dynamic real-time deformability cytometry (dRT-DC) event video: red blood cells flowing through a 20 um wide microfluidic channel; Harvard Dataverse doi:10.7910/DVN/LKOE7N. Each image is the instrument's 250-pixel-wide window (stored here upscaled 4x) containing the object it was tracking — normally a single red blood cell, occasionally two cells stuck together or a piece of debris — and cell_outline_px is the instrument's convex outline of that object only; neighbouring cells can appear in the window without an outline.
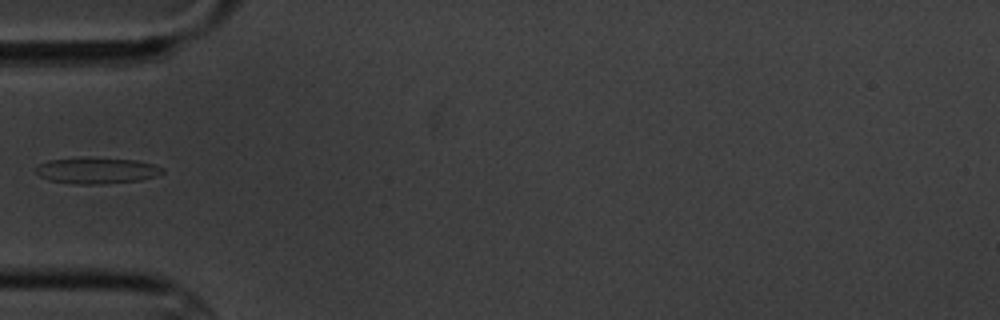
{"species": "common noctule bat (a hibernating species)", "species_latin": "Nyctalus noctula", "temperature_condition": "cold", "stored_images_in_passage": 1, "camera_frame_rate_fps": 3000, "um_per_image_px": 0.085, "animal": {"sex": "male", "body_mass_g": 20.1, "forearm_length_mm": 53.5}, "frame": {"image": 1, "passage_image": 1, "time_ms": 0.0, "image_size_px": [1000, 320], "cell_outline_px": [[164, 172], [156, 176], [140, 180], [100, 184], [76, 184], [48, 180], [40, 176], [36, 172], [36, 168], [40, 164], [48, 160], [80, 156], [92, 156], [136, 160], [152, 164], [164, 168]], "centroid_in_image_um": [8.21, 14.47], "position_along_channel_um": 76.8, "area_um2": 19.71}}